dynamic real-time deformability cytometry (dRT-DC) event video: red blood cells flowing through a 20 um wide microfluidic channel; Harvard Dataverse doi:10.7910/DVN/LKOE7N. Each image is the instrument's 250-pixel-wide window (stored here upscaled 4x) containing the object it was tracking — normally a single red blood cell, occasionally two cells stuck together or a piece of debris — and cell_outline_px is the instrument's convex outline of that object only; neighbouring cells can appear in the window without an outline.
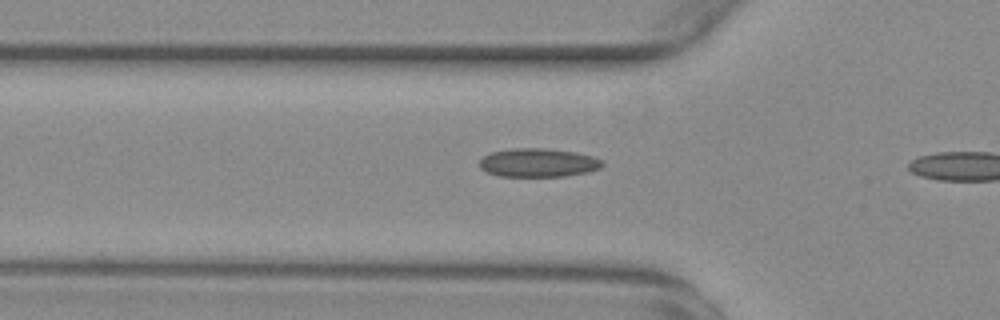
{"species": "common noctule bat (a hibernating species)", "species_latin": "Nyctalus noctula", "temperature_condition": "warm", "stored_images_in_passage": 9, "camera_frame_rate_fps": 3000, "um_per_image_px": 0.085, "animal": {"sex": "female", "body_mass_g": 29.2, "forearm_length_mm": 56.3}, "frame": {"image": 1, "passage_image": 8, "time_ms": 2.333, "image_size_px": [1000, 320], "cell_outline_px": [[604, 164], [600, 168], [588, 172], [564, 176], [500, 176], [488, 172], [480, 168], [480, 160], [484, 156], [492, 152], [512, 148], [548, 148], [576, 152], [592, 156], [604, 160]], "centroid_in_image_um": [45.78, 13.82], "position_along_channel_um": 80.0, "area_um2": 20.52}}